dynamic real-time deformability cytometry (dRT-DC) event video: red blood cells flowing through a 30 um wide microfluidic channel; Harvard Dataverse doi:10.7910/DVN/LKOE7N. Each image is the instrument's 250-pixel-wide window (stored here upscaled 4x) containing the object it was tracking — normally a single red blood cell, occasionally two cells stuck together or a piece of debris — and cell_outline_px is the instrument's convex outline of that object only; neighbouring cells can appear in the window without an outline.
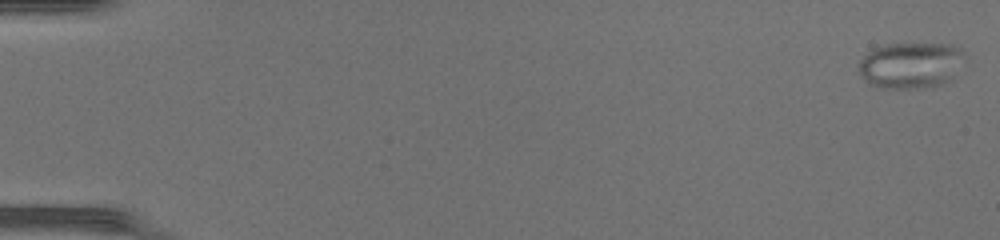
{"species": "common noctule bat (a hibernating species)", "species_latin": "Nyctalus noctula", "temperature_condition": "warm", "stored_images_in_passage": 49, "camera_frame_rate_fps": 3000, "um_per_image_px": 0.085, "animal": {"sex": "female", "body_mass_g": 17.0, "forearm_length_mm": 48.0}, "frame": {"image": 1, "passage_image": 1, "time_ms": 0.0, "image_size_px": [1000, 240], "cell_outline_px": [[964, 56], [952, 76], [948, 80], [932, 88], [876, 88], [868, 84], [860, 76], [860, 60], [868, 52], [876, 48], [888, 44], [952, 44], [960, 48], [964, 52]], "centroid_in_image_um": [77.38, 5.56], "position_along_channel_um": 7.6, "area_um2": 28.32}}
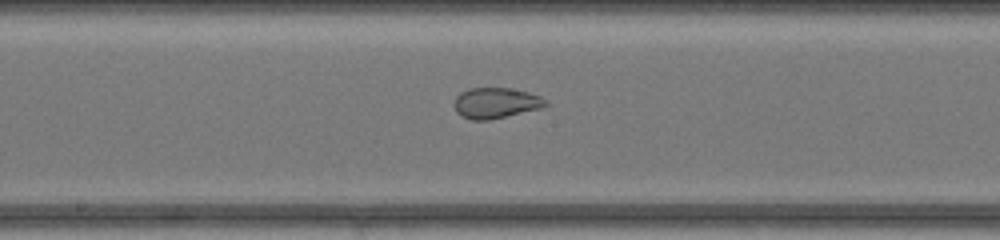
{"frame": {"image": 2, "passage_image": 27, "time_ms": 8.667, "image_size_px": [1000, 240], "cell_outline_px": [[548, 104], [540, 108], [488, 120], [472, 120], [460, 116], [456, 112], [452, 104], [456, 96], [460, 92], [468, 88], [512, 88], [528, 92], [540, 96]], "centroid_in_image_um": [42.07, 8.75], "position_along_channel_um": 206.1, "area_um2": 16.36}}
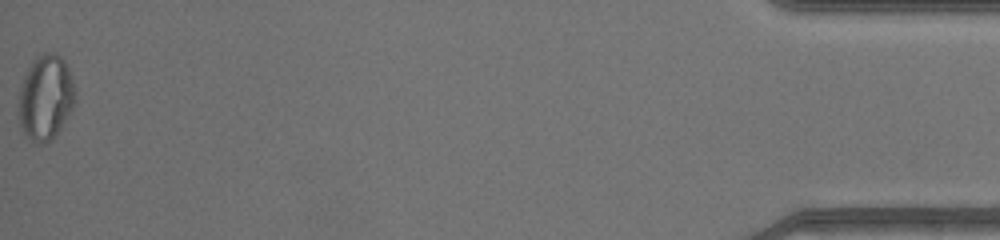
{"frame": {"image": 3, "passage_image": 49, "time_ms": 16.0, "image_size_px": [1000, 240], "cell_outline_px": [[72, 104], [68, 112], [56, 132], [44, 144], [32, 144], [24, 132], [20, 124], [16, 108], [20, 88], [24, 76], [32, 60], [36, 56], [44, 52], [56, 52], [64, 60], [68, 68], [72, 80]], "centroid_in_image_um": [3.78, 8.26], "position_along_channel_um": 431.4, "area_um2": 27.51}}